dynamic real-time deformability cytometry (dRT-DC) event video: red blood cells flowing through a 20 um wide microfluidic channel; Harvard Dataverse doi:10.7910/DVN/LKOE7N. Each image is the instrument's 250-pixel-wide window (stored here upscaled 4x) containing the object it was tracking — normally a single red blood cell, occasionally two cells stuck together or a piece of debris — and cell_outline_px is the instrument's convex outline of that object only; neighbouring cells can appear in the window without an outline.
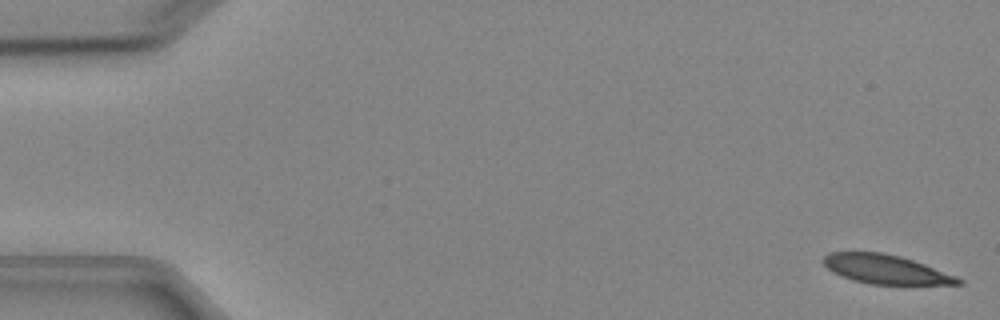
{"species": "Egyptian fruit bat (a non-hibernating species)", "species_latin": "Rousettus aegyptiacus", "temperature_condition": "cold", "stored_images_in_passage": 5, "camera_frame_rate_fps": 3000, "um_per_image_px": 0.085, "animal": {"sex": "female"}, "frame": {"image": 1, "passage_image": 1, "time_ms": 0.0, "image_size_px": [1000, 320], "cell_outline_px": [[964, 284], [872, 284], [852, 280], [840, 276], [832, 272], [824, 264], [824, 256], [828, 252], [880, 252], [900, 256], [924, 264], [956, 276], [964, 280]], "centroid_in_image_um": [75.27, 22.89], "position_along_channel_um": 9.7, "area_um2": 22.66}}